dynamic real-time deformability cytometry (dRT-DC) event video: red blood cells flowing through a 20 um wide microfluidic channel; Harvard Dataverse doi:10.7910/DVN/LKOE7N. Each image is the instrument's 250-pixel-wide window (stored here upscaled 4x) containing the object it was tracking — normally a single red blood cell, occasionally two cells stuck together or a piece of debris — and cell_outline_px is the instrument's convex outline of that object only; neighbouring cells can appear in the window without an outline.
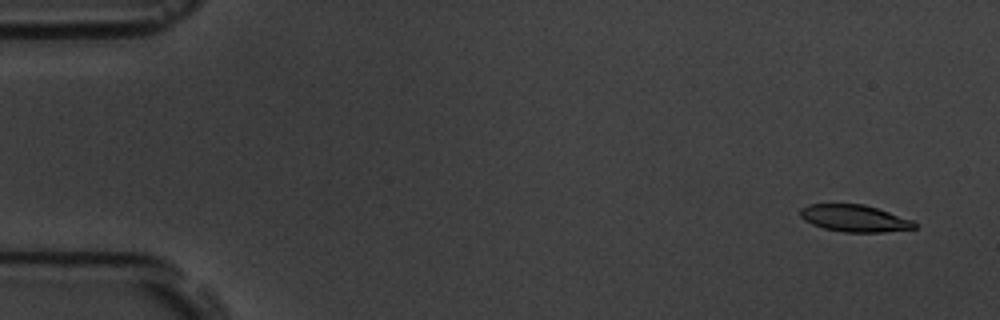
{"species": "common noctule bat (a hibernating species)", "species_latin": "Nyctalus noctula", "temperature_condition": "room temperature", "stored_images_in_passage": 55, "camera_frame_rate_fps": 3000, "um_per_image_px": 0.085, "animal": {"sex": "male", "body_mass_g": 19.5, "forearm_length_mm": 54.6}, "frame": {"image": 1, "passage_image": 2, "time_ms": 0.333, "image_size_px": [1000, 320], "cell_outline_px": [[916, 228], [884, 232], [844, 232], [824, 228], [812, 224], [804, 220], [800, 216], [800, 208], [808, 204], [864, 204], [912, 220], [916, 224]], "centroid_in_image_um": [72.6, 18.55], "position_along_channel_um": 12.4, "area_um2": 17.8}}
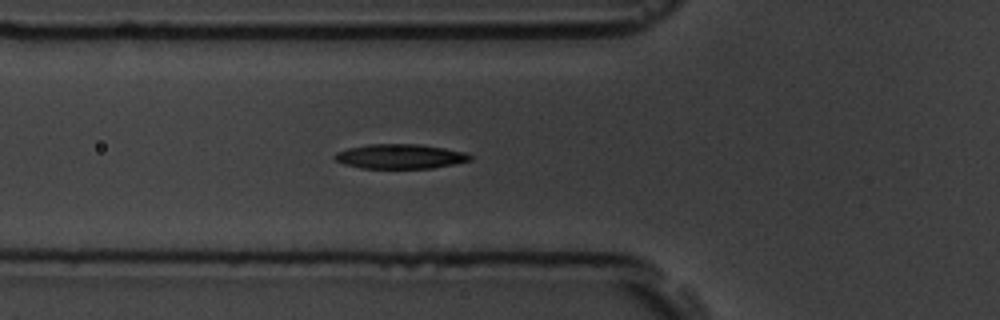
{"frame": {"image": 2, "passage_image": 19, "time_ms": 6.0, "image_size_px": [1000, 320], "cell_outline_px": [[472, 160], [432, 168], [360, 168], [344, 164], [336, 160], [332, 156], [336, 152], [348, 148], [368, 144], [420, 144], [444, 148], [464, 152], [472, 156]], "centroid_in_image_um": [33.98, 13.29], "position_along_channel_um": 91.8, "area_um2": 19.36}}
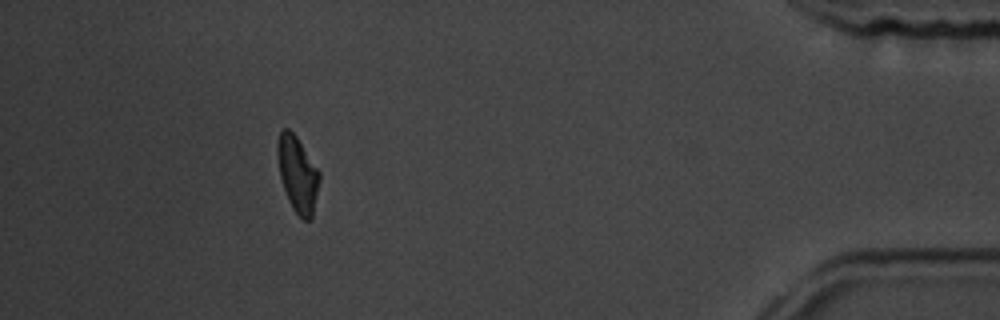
{"frame": {"image": 3, "passage_image": 50, "time_ms": 16.333, "image_size_px": [1000, 320], "cell_outline_px": [[320, 180], [312, 216], [308, 220], [304, 220], [292, 208], [288, 200], [280, 176], [276, 152], [276, 144], [280, 132], [284, 128], [288, 128], [296, 136], [320, 172]], "centroid_in_image_um": [25.28, 14.78], "position_along_channel_um": 409.9, "area_um2": 18.38}, "authors_computed_cell_mechanics": {"area_um2": 19.1318, "velocity_mm_per_s": 3.6299, "shape_relaxation_time_tau1_ms": 4.0941, "shape_relaxation_time_tau2_ms": 2.4156, "deformation_change_tau1": 0.1613, "deformation_change_tau2": 0.0851}}